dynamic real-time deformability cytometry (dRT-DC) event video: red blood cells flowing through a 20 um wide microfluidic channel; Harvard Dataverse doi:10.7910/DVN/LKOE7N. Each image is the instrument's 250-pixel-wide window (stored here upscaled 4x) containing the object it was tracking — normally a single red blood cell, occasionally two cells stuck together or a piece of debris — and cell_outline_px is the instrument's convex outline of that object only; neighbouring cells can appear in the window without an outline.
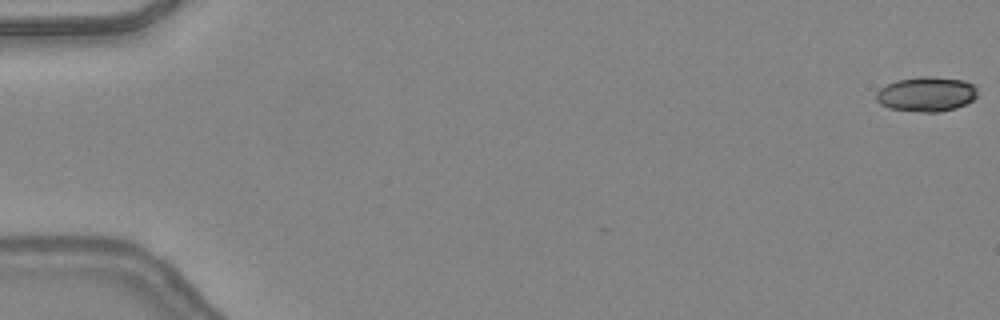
{"species": "common noctule bat (a hibernating species)", "species_latin": "Nyctalus noctula", "temperature_condition": "warm", "stored_images_in_passage": 20, "camera_frame_rate_fps": 3000, "um_per_image_px": 0.085, "animal": {"sex": "female", "body_mass_g": 24.6, "forearm_length_mm": 56.2}, "frame": {"image": 1, "passage_image": 1, "time_ms": 0.0, "image_size_px": [1000, 320], "cell_outline_px": [[976, 96], [972, 100], [956, 108], [940, 112], [924, 112], [888, 108], [880, 104], [876, 100], [876, 92], [880, 88], [896, 80], [920, 76], [932, 76], [964, 80], [972, 84], [976, 88]], "centroid_in_image_um": [78.72, 7.99], "position_along_channel_um": 6.3, "area_um2": 20.52}}